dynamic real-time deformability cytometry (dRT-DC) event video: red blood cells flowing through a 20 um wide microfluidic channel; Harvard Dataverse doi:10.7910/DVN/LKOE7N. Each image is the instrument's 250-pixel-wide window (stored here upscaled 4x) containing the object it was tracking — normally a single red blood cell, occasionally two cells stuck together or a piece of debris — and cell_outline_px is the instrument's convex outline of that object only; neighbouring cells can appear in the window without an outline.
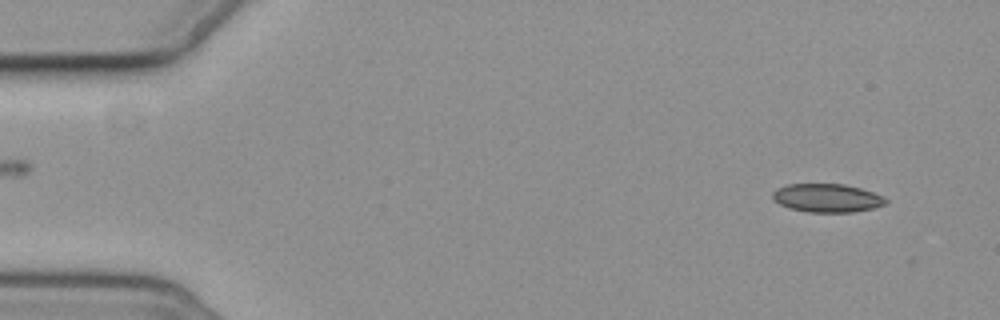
{"species": "common noctule bat (a hibernating species)", "species_latin": "Nyctalus noctula", "temperature_condition": "cold", "stored_images_in_passage": 4, "camera_frame_rate_fps": 3000, "um_per_image_px": 0.085, "animal": {"sex": "female", "body_mass_g": 19.3, "forearm_length_mm": 54.1}, "frame": {"image": 1, "passage_image": 1, "time_ms": 0.0, "image_size_px": [1000, 320], "cell_outline_px": [[888, 200], [884, 204], [872, 208], [852, 212], [808, 212], [788, 208], [772, 200], [772, 192], [776, 188], [788, 184], [844, 184], [860, 188], [884, 196]], "centroid_in_image_um": [70.26, 16.82], "position_along_channel_um": 14.7, "area_um2": 18.79}}
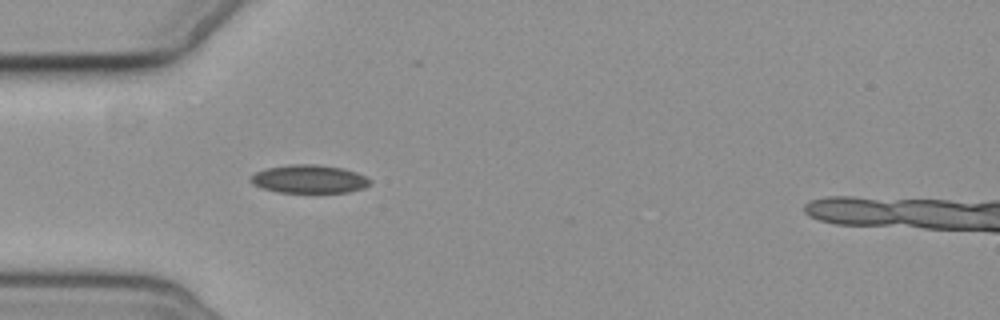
{"frame": {"image": 2, "passage_image": 4, "time_ms": 4.333, "image_size_px": [1000, 320], "cell_outline_px": [[372, 184], [364, 188], [348, 192], [280, 192], [260, 188], [252, 184], [248, 180], [256, 172], [268, 168], [288, 164], [320, 164], [344, 168], [356, 172], [372, 180]], "centroid_in_image_um": [26.29, 15.21], "position_along_channel_um": 58.7, "area_um2": 19.83}}